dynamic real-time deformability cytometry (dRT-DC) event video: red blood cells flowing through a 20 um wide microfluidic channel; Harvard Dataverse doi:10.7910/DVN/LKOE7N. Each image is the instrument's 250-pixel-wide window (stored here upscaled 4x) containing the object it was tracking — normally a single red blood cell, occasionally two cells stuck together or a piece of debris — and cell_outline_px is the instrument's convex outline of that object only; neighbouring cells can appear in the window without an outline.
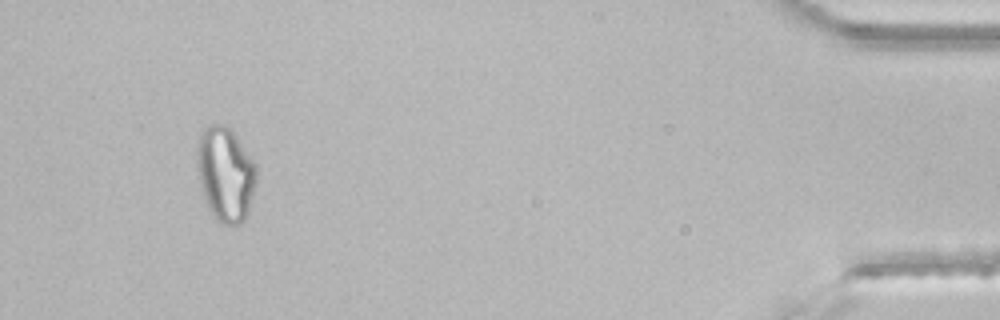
{"species": "common noctule bat (a hibernating species)", "species_latin": "Nyctalus noctula", "temperature_condition": "room temperature", "stored_images_in_passage": 43, "segment_of_instrument_passage": [2, 2], "camera_frame_rate_fps": 3000, "um_per_image_px": 0.085, "animal": {"sex": "male", "body_mass_g": 21.5, "forearm_length_mm": 52.0}, "frame": {"image": 1, "passage_image": 42, "time_ms": 13.667, "image_size_px": [1000, 320], "cell_outline_px": [[256, 184], [248, 212], [244, 220], [240, 224], [224, 224], [216, 220], [208, 208], [200, 184], [196, 164], [196, 144], [200, 132], [208, 124], [224, 124], [232, 128], [256, 164]], "centroid_in_image_um": [19.15, 14.74], "position_along_channel_um": 416.1, "area_um2": 33.23}}